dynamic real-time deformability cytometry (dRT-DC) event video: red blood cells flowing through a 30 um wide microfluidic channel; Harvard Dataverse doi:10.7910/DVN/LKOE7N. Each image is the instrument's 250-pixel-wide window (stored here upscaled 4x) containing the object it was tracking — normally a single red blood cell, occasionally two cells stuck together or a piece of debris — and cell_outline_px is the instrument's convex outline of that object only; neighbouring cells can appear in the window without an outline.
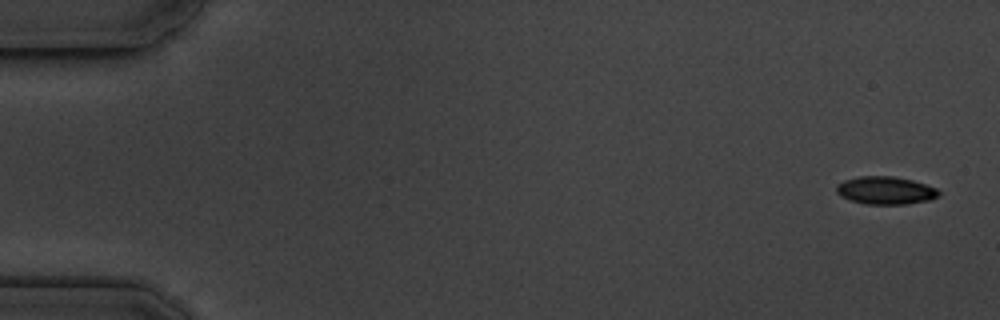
{"species": "common noctule bat (a hibernating species)", "species_latin": "Nyctalus noctula", "temperature_condition": "cold", "stored_images_in_passage": 6, "camera_frame_rate_fps": 3000, "um_per_image_px": 0.085, "animal": {"sex": "male", "body_mass_g": 19.5, "forearm_length_mm": 54.6}, "frame": {"image": 1, "passage_image": 1, "time_ms": 0.0, "image_size_px": [1000, 320], "cell_outline_px": [[940, 196], [928, 200], [908, 204], [868, 204], [848, 200], [840, 196], [836, 192], [836, 184], [844, 180], [860, 176], [892, 176], [912, 180], [936, 188], [940, 192]], "centroid_in_image_um": [75.24, 16.19], "position_along_channel_um": 9.8, "area_um2": 16.65}}
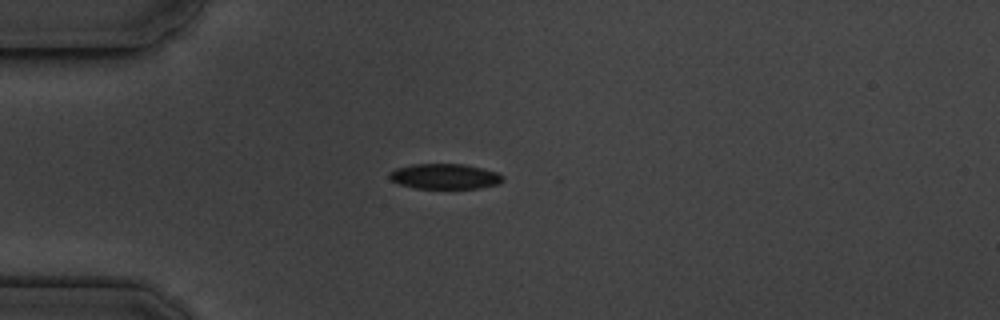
{"frame": {"image": 2, "passage_image": 4, "time_ms": 4.333, "image_size_px": [1000, 320], "cell_outline_px": [[504, 180], [500, 184], [480, 188], [416, 188], [400, 184], [392, 180], [388, 176], [396, 168], [412, 164], [464, 164], [484, 168], [496, 172], [504, 176]], "centroid_in_image_um": [37.87, 14.99], "position_along_channel_um": 47.1, "area_um2": 16.7}}